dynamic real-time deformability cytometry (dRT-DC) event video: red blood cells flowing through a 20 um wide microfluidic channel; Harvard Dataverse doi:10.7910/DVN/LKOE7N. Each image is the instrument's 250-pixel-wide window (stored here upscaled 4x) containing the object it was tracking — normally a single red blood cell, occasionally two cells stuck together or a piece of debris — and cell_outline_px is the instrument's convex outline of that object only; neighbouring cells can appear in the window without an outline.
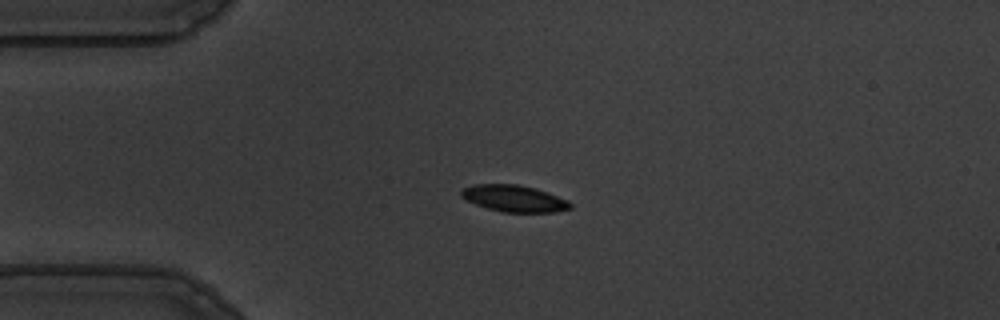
{"species": "common noctule bat (a hibernating species)", "species_latin": "Nyctalus noctula", "temperature_condition": "warm", "stored_images_in_passage": 56, "camera_frame_rate_fps": 3000, "um_per_image_px": 0.085, "animal": {"sex": "male", "body_mass_g": 19.5, "forearm_length_mm": 54.6}, "frame": {"image": 1, "passage_image": 13, "time_ms": 4.0, "image_size_px": [1000, 320], "cell_outline_px": [[572, 208], [552, 212], [504, 212], [488, 208], [476, 204], [460, 196], [460, 192], [464, 188], [472, 184], [516, 184], [536, 188], [548, 192], [568, 200], [572, 204]], "centroid_in_image_um": [43.72, 16.86], "position_along_channel_um": 41.3, "area_um2": 16.88}}
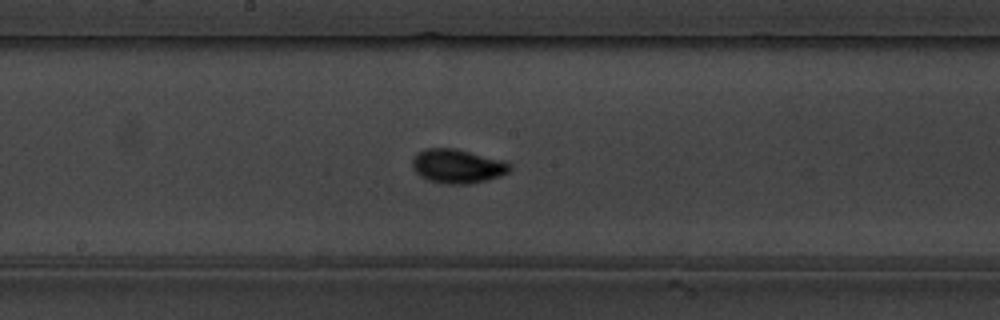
{"frame": {"image": 2, "passage_image": 29, "time_ms": 9.333, "image_size_px": [1000, 320], "cell_outline_px": [[512, 168], [508, 172], [500, 176], [488, 180], [468, 184], [444, 184], [428, 180], [420, 176], [412, 168], [412, 156], [424, 148], [456, 148], [504, 160], [512, 164]], "centroid_in_image_um": [38.88, 14.12], "position_along_channel_um": 209.3, "area_um2": 19.71}}
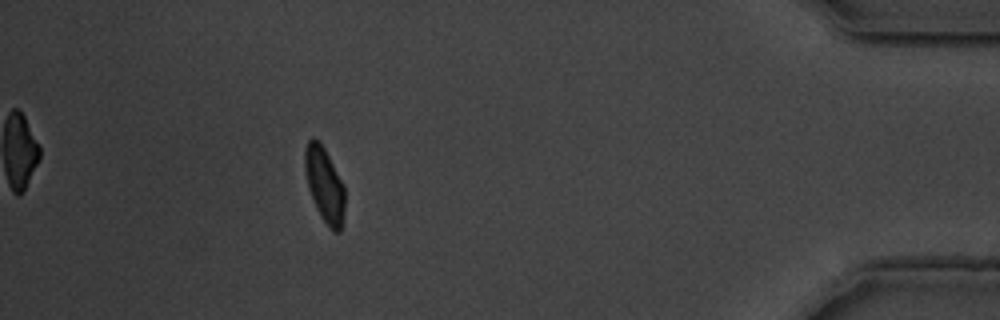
{"frame": {"image": 3, "passage_image": 50, "time_ms": 16.333, "image_size_px": [1000, 320], "cell_outline_px": [[344, 220], [340, 232], [332, 232], [320, 216], [316, 208], [308, 188], [304, 172], [304, 148], [308, 140], [312, 136], [320, 140], [344, 184]], "centroid_in_image_um": [27.57, 15.69], "position_along_channel_um": 407.6, "area_um2": 17.92}, "authors_computed_cell_mechanics": {"area_um2": 17.3689, "velocity_mm_per_s": 3.596, "shape_relaxation_time_tau1_ms": 2.1556, "shape_relaxation_time_tau2_ms": 0.73, "deformation_change_tau1": 0.1118, "deformation_change_tau2": 0.0348}}